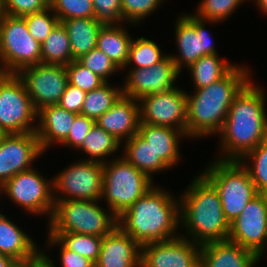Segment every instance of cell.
Listing matches in <instances>:
<instances>
[{
	"label": "cell",
	"instance_id": "17",
	"mask_svg": "<svg viewBox=\"0 0 267 267\" xmlns=\"http://www.w3.org/2000/svg\"><path fill=\"white\" fill-rule=\"evenodd\" d=\"M43 154L35 132L0 134V187L14 175L33 168Z\"/></svg>",
	"mask_w": 267,
	"mask_h": 267
},
{
	"label": "cell",
	"instance_id": "46",
	"mask_svg": "<svg viewBox=\"0 0 267 267\" xmlns=\"http://www.w3.org/2000/svg\"><path fill=\"white\" fill-rule=\"evenodd\" d=\"M42 257L41 249L30 258L14 259L8 267H33L34 264Z\"/></svg>",
	"mask_w": 267,
	"mask_h": 267
},
{
	"label": "cell",
	"instance_id": "40",
	"mask_svg": "<svg viewBox=\"0 0 267 267\" xmlns=\"http://www.w3.org/2000/svg\"><path fill=\"white\" fill-rule=\"evenodd\" d=\"M77 61L84 67L99 75L106 82L122 72L120 68L99 48L95 47L87 54L82 55Z\"/></svg>",
	"mask_w": 267,
	"mask_h": 267
},
{
	"label": "cell",
	"instance_id": "42",
	"mask_svg": "<svg viewBox=\"0 0 267 267\" xmlns=\"http://www.w3.org/2000/svg\"><path fill=\"white\" fill-rule=\"evenodd\" d=\"M1 13L24 17L49 7V0H0Z\"/></svg>",
	"mask_w": 267,
	"mask_h": 267
},
{
	"label": "cell",
	"instance_id": "28",
	"mask_svg": "<svg viewBox=\"0 0 267 267\" xmlns=\"http://www.w3.org/2000/svg\"><path fill=\"white\" fill-rule=\"evenodd\" d=\"M121 147V142L95 123L87 133L82 145L76 151L85 154L86 157H84V160L96 161L103 164L113 158L119 157L115 153L117 154L119 150L121 151Z\"/></svg>",
	"mask_w": 267,
	"mask_h": 267
},
{
	"label": "cell",
	"instance_id": "18",
	"mask_svg": "<svg viewBox=\"0 0 267 267\" xmlns=\"http://www.w3.org/2000/svg\"><path fill=\"white\" fill-rule=\"evenodd\" d=\"M201 245L182 236L141 249V267H200Z\"/></svg>",
	"mask_w": 267,
	"mask_h": 267
},
{
	"label": "cell",
	"instance_id": "10",
	"mask_svg": "<svg viewBox=\"0 0 267 267\" xmlns=\"http://www.w3.org/2000/svg\"><path fill=\"white\" fill-rule=\"evenodd\" d=\"M35 123V124H34ZM37 111L16 74L0 76V134L35 132Z\"/></svg>",
	"mask_w": 267,
	"mask_h": 267
},
{
	"label": "cell",
	"instance_id": "9",
	"mask_svg": "<svg viewBox=\"0 0 267 267\" xmlns=\"http://www.w3.org/2000/svg\"><path fill=\"white\" fill-rule=\"evenodd\" d=\"M21 207L27 215L46 216L49 222L54 210L53 177L47 178L33 167L10 178L0 187V196Z\"/></svg>",
	"mask_w": 267,
	"mask_h": 267
},
{
	"label": "cell",
	"instance_id": "33",
	"mask_svg": "<svg viewBox=\"0 0 267 267\" xmlns=\"http://www.w3.org/2000/svg\"><path fill=\"white\" fill-rule=\"evenodd\" d=\"M240 163L249 171L257 192L267 194V140L248 152Z\"/></svg>",
	"mask_w": 267,
	"mask_h": 267
},
{
	"label": "cell",
	"instance_id": "31",
	"mask_svg": "<svg viewBox=\"0 0 267 267\" xmlns=\"http://www.w3.org/2000/svg\"><path fill=\"white\" fill-rule=\"evenodd\" d=\"M122 86H113L110 82L86 94L81 115L97 119L108 111L122 96Z\"/></svg>",
	"mask_w": 267,
	"mask_h": 267
},
{
	"label": "cell",
	"instance_id": "2",
	"mask_svg": "<svg viewBox=\"0 0 267 267\" xmlns=\"http://www.w3.org/2000/svg\"><path fill=\"white\" fill-rule=\"evenodd\" d=\"M251 69V70H250ZM252 68L236 65L220 80L187 92L186 136L189 140L216 137L236 95L252 79Z\"/></svg>",
	"mask_w": 267,
	"mask_h": 267
},
{
	"label": "cell",
	"instance_id": "36",
	"mask_svg": "<svg viewBox=\"0 0 267 267\" xmlns=\"http://www.w3.org/2000/svg\"><path fill=\"white\" fill-rule=\"evenodd\" d=\"M166 0H121L122 19L133 27L155 13ZM168 1V0H167Z\"/></svg>",
	"mask_w": 267,
	"mask_h": 267
},
{
	"label": "cell",
	"instance_id": "26",
	"mask_svg": "<svg viewBox=\"0 0 267 267\" xmlns=\"http://www.w3.org/2000/svg\"><path fill=\"white\" fill-rule=\"evenodd\" d=\"M122 147L121 156L153 181L154 175L171 169L138 133L124 141Z\"/></svg>",
	"mask_w": 267,
	"mask_h": 267
},
{
	"label": "cell",
	"instance_id": "11",
	"mask_svg": "<svg viewBox=\"0 0 267 267\" xmlns=\"http://www.w3.org/2000/svg\"><path fill=\"white\" fill-rule=\"evenodd\" d=\"M174 21V41L178 52L169 55L180 73L202 56L218 54L214 38L206 27L208 23L210 26L221 23L199 19L190 12L180 14Z\"/></svg>",
	"mask_w": 267,
	"mask_h": 267
},
{
	"label": "cell",
	"instance_id": "5",
	"mask_svg": "<svg viewBox=\"0 0 267 267\" xmlns=\"http://www.w3.org/2000/svg\"><path fill=\"white\" fill-rule=\"evenodd\" d=\"M101 203V200L80 199L55 201L46 232L50 236L58 232L101 237L110 234L118 226V217Z\"/></svg>",
	"mask_w": 267,
	"mask_h": 267
},
{
	"label": "cell",
	"instance_id": "44",
	"mask_svg": "<svg viewBox=\"0 0 267 267\" xmlns=\"http://www.w3.org/2000/svg\"><path fill=\"white\" fill-rule=\"evenodd\" d=\"M95 123L96 121L92 118L78 114L74 119L68 137L60 145L76 151L82 145L87 133Z\"/></svg>",
	"mask_w": 267,
	"mask_h": 267
},
{
	"label": "cell",
	"instance_id": "35",
	"mask_svg": "<svg viewBox=\"0 0 267 267\" xmlns=\"http://www.w3.org/2000/svg\"><path fill=\"white\" fill-rule=\"evenodd\" d=\"M248 1V0H247ZM246 0H201L193 15L199 19L216 21L222 24L233 16V13L239 9L240 5L247 2Z\"/></svg>",
	"mask_w": 267,
	"mask_h": 267
},
{
	"label": "cell",
	"instance_id": "23",
	"mask_svg": "<svg viewBox=\"0 0 267 267\" xmlns=\"http://www.w3.org/2000/svg\"><path fill=\"white\" fill-rule=\"evenodd\" d=\"M138 134L152 147L170 168L176 167L182 158L180 143L187 140V136L178 129L166 126L140 124Z\"/></svg>",
	"mask_w": 267,
	"mask_h": 267
},
{
	"label": "cell",
	"instance_id": "32",
	"mask_svg": "<svg viewBox=\"0 0 267 267\" xmlns=\"http://www.w3.org/2000/svg\"><path fill=\"white\" fill-rule=\"evenodd\" d=\"M159 45L152 38L151 40L144 36L133 38L128 61L123 69H144L162 61L169 52L165 54Z\"/></svg>",
	"mask_w": 267,
	"mask_h": 267
},
{
	"label": "cell",
	"instance_id": "25",
	"mask_svg": "<svg viewBox=\"0 0 267 267\" xmlns=\"http://www.w3.org/2000/svg\"><path fill=\"white\" fill-rule=\"evenodd\" d=\"M123 24L103 25L99 31L96 47L103 51L122 70L129 56V49L134 36ZM126 26H128L126 28Z\"/></svg>",
	"mask_w": 267,
	"mask_h": 267
},
{
	"label": "cell",
	"instance_id": "29",
	"mask_svg": "<svg viewBox=\"0 0 267 267\" xmlns=\"http://www.w3.org/2000/svg\"><path fill=\"white\" fill-rule=\"evenodd\" d=\"M234 62L219 54L202 56L186 70L192 79L193 89H201L223 78L234 66Z\"/></svg>",
	"mask_w": 267,
	"mask_h": 267
},
{
	"label": "cell",
	"instance_id": "43",
	"mask_svg": "<svg viewBox=\"0 0 267 267\" xmlns=\"http://www.w3.org/2000/svg\"><path fill=\"white\" fill-rule=\"evenodd\" d=\"M94 18L104 25L123 24L121 0H92Z\"/></svg>",
	"mask_w": 267,
	"mask_h": 267
},
{
	"label": "cell",
	"instance_id": "45",
	"mask_svg": "<svg viewBox=\"0 0 267 267\" xmlns=\"http://www.w3.org/2000/svg\"><path fill=\"white\" fill-rule=\"evenodd\" d=\"M86 92L67 83L63 95L60 97L58 105L67 111L81 114Z\"/></svg>",
	"mask_w": 267,
	"mask_h": 267
},
{
	"label": "cell",
	"instance_id": "41",
	"mask_svg": "<svg viewBox=\"0 0 267 267\" xmlns=\"http://www.w3.org/2000/svg\"><path fill=\"white\" fill-rule=\"evenodd\" d=\"M68 83L88 93L101 87L106 81L99 75L84 67L77 60L66 65Z\"/></svg>",
	"mask_w": 267,
	"mask_h": 267
},
{
	"label": "cell",
	"instance_id": "8",
	"mask_svg": "<svg viewBox=\"0 0 267 267\" xmlns=\"http://www.w3.org/2000/svg\"><path fill=\"white\" fill-rule=\"evenodd\" d=\"M41 63V44L29 33L23 17L0 14V69L16 74Z\"/></svg>",
	"mask_w": 267,
	"mask_h": 267
},
{
	"label": "cell",
	"instance_id": "34",
	"mask_svg": "<svg viewBox=\"0 0 267 267\" xmlns=\"http://www.w3.org/2000/svg\"><path fill=\"white\" fill-rule=\"evenodd\" d=\"M54 237L67 249L90 259L94 263L97 262L103 237L73 232H58Z\"/></svg>",
	"mask_w": 267,
	"mask_h": 267
},
{
	"label": "cell",
	"instance_id": "6",
	"mask_svg": "<svg viewBox=\"0 0 267 267\" xmlns=\"http://www.w3.org/2000/svg\"><path fill=\"white\" fill-rule=\"evenodd\" d=\"M200 173L217 190L224 215L231 223L243 208L259 193L251 180L249 171L240 161L209 160Z\"/></svg>",
	"mask_w": 267,
	"mask_h": 267
},
{
	"label": "cell",
	"instance_id": "22",
	"mask_svg": "<svg viewBox=\"0 0 267 267\" xmlns=\"http://www.w3.org/2000/svg\"><path fill=\"white\" fill-rule=\"evenodd\" d=\"M261 258L230 240L201 245L200 267H256Z\"/></svg>",
	"mask_w": 267,
	"mask_h": 267
},
{
	"label": "cell",
	"instance_id": "13",
	"mask_svg": "<svg viewBox=\"0 0 267 267\" xmlns=\"http://www.w3.org/2000/svg\"><path fill=\"white\" fill-rule=\"evenodd\" d=\"M23 82L26 92L36 111L58 104L68 83L66 65L37 64L16 73Z\"/></svg>",
	"mask_w": 267,
	"mask_h": 267
},
{
	"label": "cell",
	"instance_id": "21",
	"mask_svg": "<svg viewBox=\"0 0 267 267\" xmlns=\"http://www.w3.org/2000/svg\"><path fill=\"white\" fill-rule=\"evenodd\" d=\"M77 115L74 112L67 111L58 104L45 106L37 111L35 133L44 153L49 148L57 144L60 145L68 137Z\"/></svg>",
	"mask_w": 267,
	"mask_h": 267
},
{
	"label": "cell",
	"instance_id": "14",
	"mask_svg": "<svg viewBox=\"0 0 267 267\" xmlns=\"http://www.w3.org/2000/svg\"><path fill=\"white\" fill-rule=\"evenodd\" d=\"M228 240L264 258L267 251V194L256 195L230 223Z\"/></svg>",
	"mask_w": 267,
	"mask_h": 267
},
{
	"label": "cell",
	"instance_id": "37",
	"mask_svg": "<svg viewBox=\"0 0 267 267\" xmlns=\"http://www.w3.org/2000/svg\"><path fill=\"white\" fill-rule=\"evenodd\" d=\"M47 235V240L45 241V246L46 248L42 249L41 247V251H42V256L53 266L56 267V265L53 263V259L50 258L49 255L51 254H47L50 253L48 250L50 249V251H53V248H56V246L58 247L57 250L59 249V260H60V266L59 267H95V263L93 261H91L90 259L74 252L71 251L69 249H67L56 237L54 236H50L48 233H46ZM55 246V247H54ZM45 250V251H44Z\"/></svg>",
	"mask_w": 267,
	"mask_h": 267
},
{
	"label": "cell",
	"instance_id": "19",
	"mask_svg": "<svg viewBox=\"0 0 267 267\" xmlns=\"http://www.w3.org/2000/svg\"><path fill=\"white\" fill-rule=\"evenodd\" d=\"M142 246L117 226L103 236L95 267H141Z\"/></svg>",
	"mask_w": 267,
	"mask_h": 267
},
{
	"label": "cell",
	"instance_id": "7",
	"mask_svg": "<svg viewBox=\"0 0 267 267\" xmlns=\"http://www.w3.org/2000/svg\"><path fill=\"white\" fill-rule=\"evenodd\" d=\"M155 181L120 156L103 163L101 202L117 217L141 198Z\"/></svg>",
	"mask_w": 267,
	"mask_h": 267
},
{
	"label": "cell",
	"instance_id": "48",
	"mask_svg": "<svg viewBox=\"0 0 267 267\" xmlns=\"http://www.w3.org/2000/svg\"><path fill=\"white\" fill-rule=\"evenodd\" d=\"M13 260L11 256L0 253V267H8Z\"/></svg>",
	"mask_w": 267,
	"mask_h": 267
},
{
	"label": "cell",
	"instance_id": "12",
	"mask_svg": "<svg viewBox=\"0 0 267 267\" xmlns=\"http://www.w3.org/2000/svg\"><path fill=\"white\" fill-rule=\"evenodd\" d=\"M61 171V172H60ZM53 175V197L57 200H101L103 164L78 158Z\"/></svg>",
	"mask_w": 267,
	"mask_h": 267
},
{
	"label": "cell",
	"instance_id": "27",
	"mask_svg": "<svg viewBox=\"0 0 267 267\" xmlns=\"http://www.w3.org/2000/svg\"><path fill=\"white\" fill-rule=\"evenodd\" d=\"M61 23L69 35L72 61L79 59L96 47L99 31L104 25L94 17L68 19Z\"/></svg>",
	"mask_w": 267,
	"mask_h": 267
},
{
	"label": "cell",
	"instance_id": "4",
	"mask_svg": "<svg viewBox=\"0 0 267 267\" xmlns=\"http://www.w3.org/2000/svg\"><path fill=\"white\" fill-rule=\"evenodd\" d=\"M180 198V236L203 245L228 240L230 223L224 215L214 186L200 173L178 193ZM181 195V196H180Z\"/></svg>",
	"mask_w": 267,
	"mask_h": 267
},
{
	"label": "cell",
	"instance_id": "3",
	"mask_svg": "<svg viewBox=\"0 0 267 267\" xmlns=\"http://www.w3.org/2000/svg\"><path fill=\"white\" fill-rule=\"evenodd\" d=\"M158 184L118 217V226L141 246L179 237L180 198Z\"/></svg>",
	"mask_w": 267,
	"mask_h": 267
},
{
	"label": "cell",
	"instance_id": "1",
	"mask_svg": "<svg viewBox=\"0 0 267 267\" xmlns=\"http://www.w3.org/2000/svg\"><path fill=\"white\" fill-rule=\"evenodd\" d=\"M266 94L265 88L251 79L236 95L223 128L216 135L220 154L214 159L240 161L267 140Z\"/></svg>",
	"mask_w": 267,
	"mask_h": 267
},
{
	"label": "cell",
	"instance_id": "47",
	"mask_svg": "<svg viewBox=\"0 0 267 267\" xmlns=\"http://www.w3.org/2000/svg\"><path fill=\"white\" fill-rule=\"evenodd\" d=\"M254 2L256 9L260 11L263 15L267 16V0H251Z\"/></svg>",
	"mask_w": 267,
	"mask_h": 267
},
{
	"label": "cell",
	"instance_id": "16",
	"mask_svg": "<svg viewBox=\"0 0 267 267\" xmlns=\"http://www.w3.org/2000/svg\"><path fill=\"white\" fill-rule=\"evenodd\" d=\"M124 70L127 73L121 85L122 94L136 101L145 96L175 88L179 85L177 82L181 75L169 54L152 67L121 71Z\"/></svg>",
	"mask_w": 267,
	"mask_h": 267
},
{
	"label": "cell",
	"instance_id": "15",
	"mask_svg": "<svg viewBox=\"0 0 267 267\" xmlns=\"http://www.w3.org/2000/svg\"><path fill=\"white\" fill-rule=\"evenodd\" d=\"M178 85L138 100L140 124L166 126L181 130L186 135L187 91Z\"/></svg>",
	"mask_w": 267,
	"mask_h": 267
},
{
	"label": "cell",
	"instance_id": "24",
	"mask_svg": "<svg viewBox=\"0 0 267 267\" xmlns=\"http://www.w3.org/2000/svg\"><path fill=\"white\" fill-rule=\"evenodd\" d=\"M0 210V253L13 259L33 257L41 248L34 239Z\"/></svg>",
	"mask_w": 267,
	"mask_h": 267
},
{
	"label": "cell",
	"instance_id": "38",
	"mask_svg": "<svg viewBox=\"0 0 267 267\" xmlns=\"http://www.w3.org/2000/svg\"><path fill=\"white\" fill-rule=\"evenodd\" d=\"M30 35L40 44L49 36L54 27L60 22L51 7L25 15L23 17Z\"/></svg>",
	"mask_w": 267,
	"mask_h": 267
},
{
	"label": "cell",
	"instance_id": "20",
	"mask_svg": "<svg viewBox=\"0 0 267 267\" xmlns=\"http://www.w3.org/2000/svg\"><path fill=\"white\" fill-rule=\"evenodd\" d=\"M140 123L139 102L124 95L96 121L121 143L138 133Z\"/></svg>",
	"mask_w": 267,
	"mask_h": 267
},
{
	"label": "cell",
	"instance_id": "39",
	"mask_svg": "<svg viewBox=\"0 0 267 267\" xmlns=\"http://www.w3.org/2000/svg\"><path fill=\"white\" fill-rule=\"evenodd\" d=\"M49 6L60 22L74 18L94 17L92 0H49Z\"/></svg>",
	"mask_w": 267,
	"mask_h": 267
},
{
	"label": "cell",
	"instance_id": "49",
	"mask_svg": "<svg viewBox=\"0 0 267 267\" xmlns=\"http://www.w3.org/2000/svg\"><path fill=\"white\" fill-rule=\"evenodd\" d=\"M33 267H53L43 256L34 264Z\"/></svg>",
	"mask_w": 267,
	"mask_h": 267
},
{
	"label": "cell",
	"instance_id": "30",
	"mask_svg": "<svg viewBox=\"0 0 267 267\" xmlns=\"http://www.w3.org/2000/svg\"><path fill=\"white\" fill-rule=\"evenodd\" d=\"M70 62L72 53L69 35L59 22L41 44V63L68 65Z\"/></svg>",
	"mask_w": 267,
	"mask_h": 267
}]
</instances>
